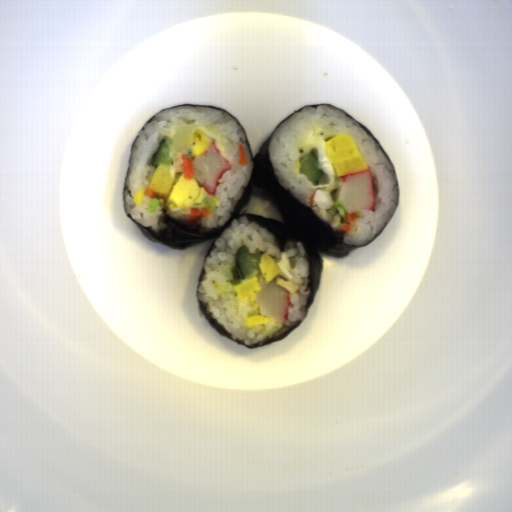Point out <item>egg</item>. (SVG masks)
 Here are the masks:
<instances>
[{
  "mask_svg": "<svg viewBox=\"0 0 512 512\" xmlns=\"http://www.w3.org/2000/svg\"><path fill=\"white\" fill-rule=\"evenodd\" d=\"M217 139V134L209 128L197 127L192 136L191 155L198 159L211 147L213 142L216 143Z\"/></svg>",
  "mask_w": 512,
  "mask_h": 512,
  "instance_id": "5",
  "label": "egg"
},
{
  "mask_svg": "<svg viewBox=\"0 0 512 512\" xmlns=\"http://www.w3.org/2000/svg\"><path fill=\"white\" fill-rule=\"evenodd\" d=\"M241 300H246L251 309L246 318V325L249 328L267 323L268 317L260 314L258 304H256V292H260L262 287L258 281L257 274L251 277L243 278L242 282L235 283L233 286Z\"/></svg>",
  "mask_w": 512,
  "mask_h": 512,
  "instance_id": "3",
  "label": "egg"
},
{
  "mask_svg": "<svg viewBox=\"0 0 512 512\" xmlns=\"http://www.w3.org/2000/svg\"><path fill=\"white\" fill-rule=\"evenodd\" d=\"M257 267L261 270L259 272L264 278L265 284L272 281L275 275L280 273L274 258L265 252L261 255L260 261H257Z\"/></svg>",
  "mask_w": 512,
  "mask_h": 512,
  "instance_id": "7",
  "label": "egg"
},
{
  "mask_svg": "<svg viewBox=\"0 0 512 512\" xmlns=\"http://www.w3.org/2000/svg\"><path fill=\"white\" fill-rule=\"evenodd\" d=\"M176 171L172 164L160 163L155 166L154 175L148 186L156 198H166L175 184Z\"/></svg>",
  "mask_w": 512,
  "mask_h": 512,
  "instance_id": "4",
  "label": "egg"
},
{
  "mask_svg": "<svg viewBox=\"0 0 512 512\" xmlns=\"http://www.w3.org/2000/svg\"><path fill=\"white\" fill-rule=\"evenodd\" d=\"M207 193L208 191L194 176L186 178L183 171L169 193L165 205L171 212L190 211V207L204 200Z\"/></svg>",
  "mask_w": 512,
  "mask_h": 512,
  "instance_id": "2",
  "label": "egg"
},
{
  "mask_svg": "<svg viewBox=\"0 0 512 512\" xmlns=\"http://www.w3.org/2000/svg\"><path fill=\"white\" fill-rule=\"evenodd\" d=\"M314 204L325 210L332 209L333 198L327 190L318 189L313 197Z\"/></svg>",
  "mask_w": 512,
  "mask_h": 512,
  "instance_id": "8",
  "label": "egg"
},
{
  "mask_svg": "<svg viewBox=\"0 0 512 512\" xmlns=\"http://www.w3.org/2000/svg\"><path fill=\"white\" fill-rule=\"evenodd\" d=\"M131 199L133 203L142 205L144 200V190H136Z\"/></svg>",
  "mask_w": 512,
  "mask_h": 512,
  "instance_id": "10",
  "label": "egg"
},
{
  "mask_svg": "<svg viewBox=\"0 0 512 512\" xmlns=\"http://www.w3.org/2000/svg\"><path fill=\"white\" fill-rule=\"evenodd\" d=\"M325 155L330 159L335 178L369 169V165L361 157L357 145L348 134H337L325 137Z\"/></svg>",
  "mask_w": 512,
  "mask_h": 512,
  "instance_id": "1",
  "label": "egg"
},
{
  "mask_svg": "<svg viewBox=\"0 0 512 512\" xmlns=\"http://www.w3.org/2000/svg\"><path fill=\"white\" fill-rule=\"evenodd\" d=\"M326 135L325 128H314L303 136L298 144V151L301 154H308L312 149L318 148L324 141Z\"/></svg>",
  "mask_w": 512,
  "mask_h": 512,
  "instance_id": "6",
  "label": "egg"
},
{
  "mask_svg": "<svg viewBox=\"0 0 512 512\" xmlns=\"http://www.w3.org/2000/svg\"><path fill=\"white\" fill-rule=\"evenodd\" d=\"M275 281H276V284H278L279 286L284 288L287 292H289V294H294L299 289L298 286H296L295 284H293L290 281H285L278 277L275 279Z\"/></svg>",
  "mask_w": 512,
  "mask_h": 512,
  "instance_id": "9",
  "label": "egg"
}]
</instances>
